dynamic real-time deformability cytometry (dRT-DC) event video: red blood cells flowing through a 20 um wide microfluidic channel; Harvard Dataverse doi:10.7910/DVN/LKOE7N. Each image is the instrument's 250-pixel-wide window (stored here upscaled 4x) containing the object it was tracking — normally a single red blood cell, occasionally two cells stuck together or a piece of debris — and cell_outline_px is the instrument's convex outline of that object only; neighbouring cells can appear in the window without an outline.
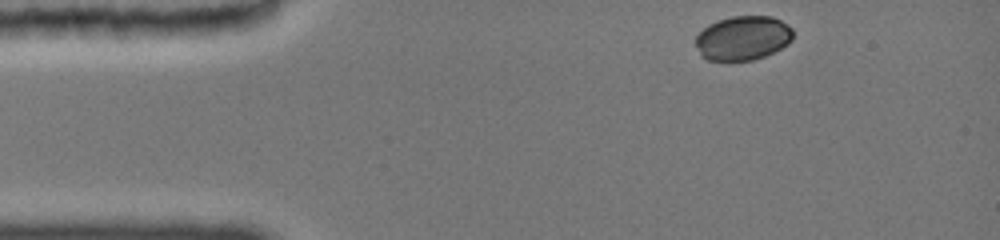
{"species": "common noctule bat (a hibernating species)", "species_latin": "Nyctalus noctula", "temperature_condition": "cold", "stored_images_in_passage": 14, "camera_frame_rate_fps": 3000, "um_per_image_px": 0.085, "animal": {"sex": "female", "body_mass_g": 19.0, "forearm_length_mm": 51.5}, "frame": {"image": 1, "passage_image": 1, "time_ms": 0.0, "image_size_px": [1000, 240], "cell_outline_px": [[792, 40], [788, 44], [764, 56], [752, 60], [708, 60], [700, 56], [696, 44], [696, 36], [708, 24], [716, 20], [732, 16], [772, 16], [780, 20], [792, 28]], "centroid_in_image_um": [63.13, 3.22], "position_along_channel_um": 21.9, "area_um2": 25.09}}
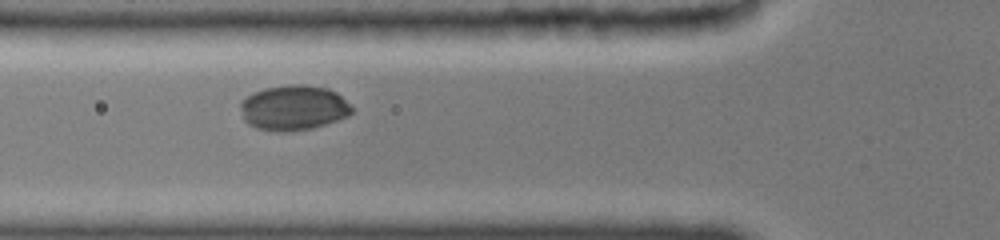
{"frame": {"image": 2, "passage_image": 10, "time_ms": 3.667, "image_size_px": [1000, 240], "cell_outline_px": [[352, 112], [348, 116], [324, 124], [308, 128], [256, 128], [248, 124], [244, 120], [240, 108], [240, 100], [264, 88], [288, 84], [304, 84], [328, 88], [336, 92], [352, 108]], "centroid_in_image_um": [24.94, 9.09], "position_along_channel_um": 100.9, "area_um2": 28.26}}
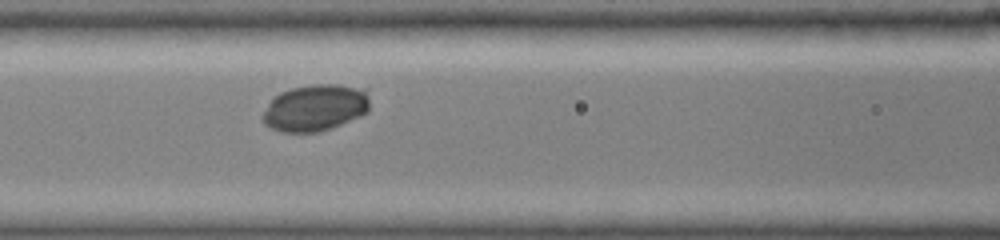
{"frame": {"image": 3, "passage_image": 12, "time_ms": 4.667, "image_size_px": [1000, 240], "cell_outline_px": [[368, 108], [364, 112], [340, 124], [320, 132], [284, 132], [272, 128], [264, 120], [264, 112], [272, 96], [280, 92], [292, 88], [312, 84], [336, 84], [368, 88]], "centroid_in_image_um": [26.79, 9.12], "position_along_channel_um": 139.8, "area_um2": 28.78}}